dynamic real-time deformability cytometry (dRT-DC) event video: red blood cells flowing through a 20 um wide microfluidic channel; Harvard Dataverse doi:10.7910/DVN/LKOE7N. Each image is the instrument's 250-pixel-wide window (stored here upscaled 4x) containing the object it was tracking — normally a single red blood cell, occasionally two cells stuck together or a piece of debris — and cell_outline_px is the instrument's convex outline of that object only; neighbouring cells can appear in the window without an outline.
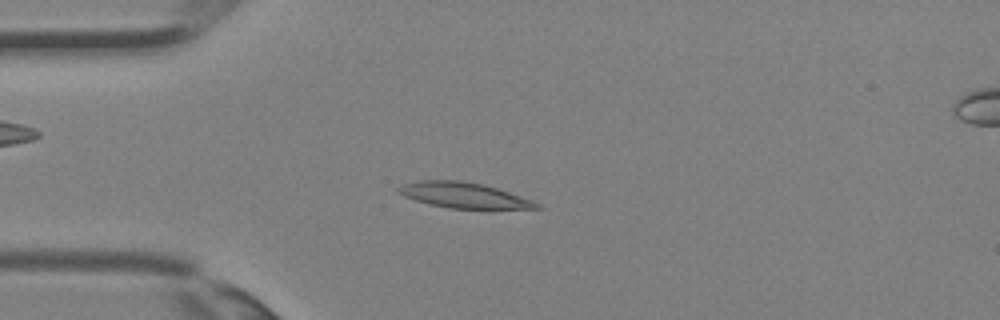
{"species": "Egyptian fruit bat (a non-hibernating species)", "species_latin": "Rousettus aegyptiacus", "temperature_condition": "room temperature", "stored_images_in_passage": 35, "camera_frame_rate_fps": 3000, "um_per_image_px": 0.085, "animal": {"sex": "female"}, "frame": {"image": 1, "passage_image": 9, "time_ms": 2.667, "image_size_px": [1000, 320], "cell_outline_px": [[544, 208], [448, 208], [428, 204], [404, 196], [396, 192], [396, 188], [400, 184], [420, 180], [464, 180], [496, 188], [532, 200], [540, 204]], "centroid_in_image_um": [39.34, 16.58], "position_along_channel_um": 45.7, "area_um2": 20.4}}
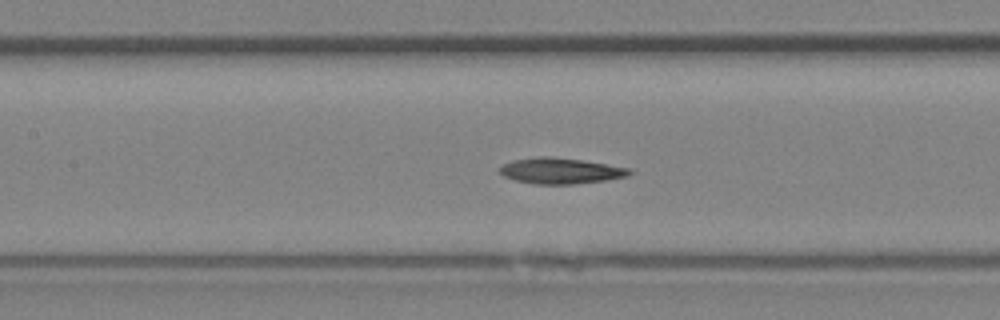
{"frame": {"image": 2, "passage_image": 16, "time_ms": 5.0, "image_size_px": [1000, 320], "cell_outline_px": [[636, 172], [628, 176], [604, 180], [572, 184], [536, 184], [512, 180], [504, 176], [500, 172], [500, 168], [504, 164], [512, 160], [536, 156], [552, 156], [580, 160], [628, 168]], "centroid_in_image_um": [47.62, 14.52], "position_along_channel_um": 159.8, "area_um2": 19.48}}
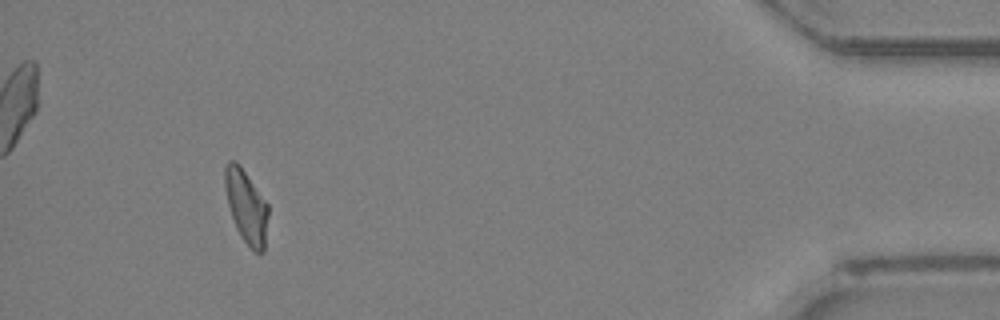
{"frame": {"image": 3, "passage_image": 33, "time_ms": 10.667, "image_size_px": [1000, 320], "cell_outline_px": [[268, 216], [264, 252], [252, 252], [240, 236], [236, 228], [228, 204], [224, 188], [224, 168], [228, 160], [236, 160], [240, 164], [268, 204]], "centroid_in_image_um": [20.92, 17.54], "position_along_channel_um": 414.3, "area_um2": 18.73}}